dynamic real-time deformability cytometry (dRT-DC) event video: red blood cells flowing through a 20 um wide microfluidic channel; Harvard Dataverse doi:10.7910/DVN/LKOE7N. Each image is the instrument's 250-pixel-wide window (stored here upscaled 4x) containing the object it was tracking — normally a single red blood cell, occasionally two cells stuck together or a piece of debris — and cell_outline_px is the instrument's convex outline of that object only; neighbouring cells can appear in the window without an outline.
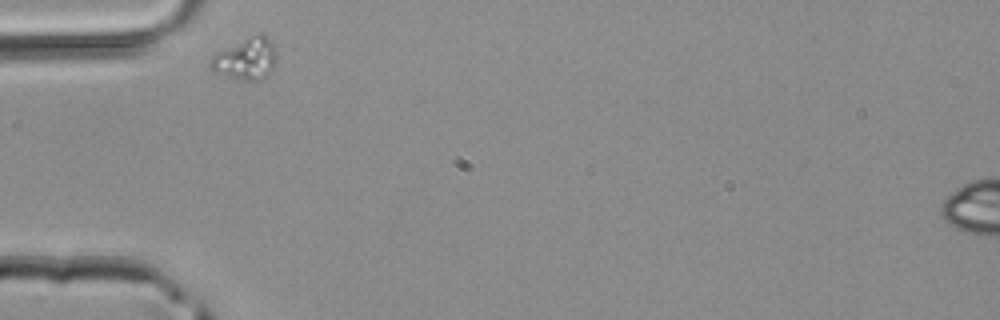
{"species": "common noctule bat (a hibernating species)", "species_latin": "Nyctalus noctula", "temperature_condition": "room temperature", "stored_images_in_passage": 1, "camera_frame_rate_fps": 3000, "um_per_image_px": 0.085, "animal": {"sex": "male", "body_mass_g": 20.4}, "frame": {"image": 1, "passage_image": 1, "time_ms": 0.0, "image_size_px": [1000, 320], "cell_outline_px": [[276, 60], [272, 68], [264, 76], [256, 80], [244, 80], [212, 72], [208, 64], [212, 56], [260, 32], [264, 32], [272, 44], [276, 52]], "centroid_in_image_um": [20.9, 5.0], "position_along_channel_um": 64.1, "area_um2": 15.49}}